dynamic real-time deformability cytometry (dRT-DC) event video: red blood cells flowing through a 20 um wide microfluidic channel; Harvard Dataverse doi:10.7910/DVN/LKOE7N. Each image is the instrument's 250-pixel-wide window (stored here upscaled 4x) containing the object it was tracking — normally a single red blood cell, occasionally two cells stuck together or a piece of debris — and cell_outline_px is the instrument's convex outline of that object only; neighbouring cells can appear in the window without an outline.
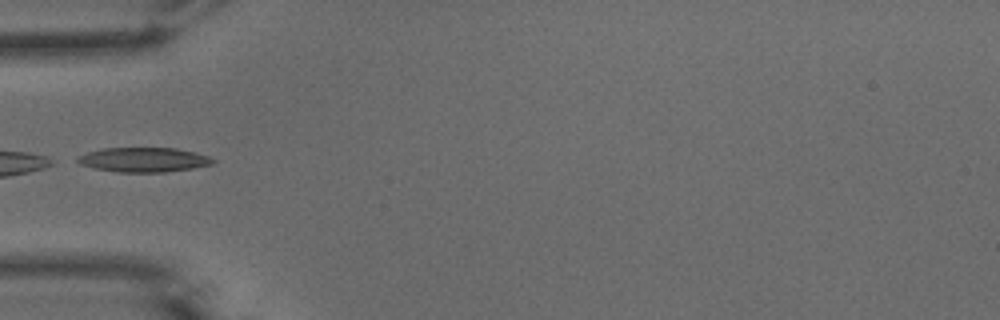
{"species": "common noctule bat (a hibernating species)", "species_latin": "Nyctalus noctula", "temperature_condition": "warm", "stored_images_in_passage": 19, "camera_frame_rate_fps": 3000, "um_per_image_px": 0.085, "animal": {"sex": "male", "body_mass_g": 15.6}, "frame": {"image": 1, "passage_image": 1, "time_ms": 0.0, "image_size_px": [1000, 320], "cell_outline_px": [[216, 160], [212, 164], [192, 168], [164, 172], [116, 172], [92, 168], [80, 164], [72, 160], [76, 156], [88, 152], [104, 148], [176, 148], [196, 152], [208, 156]], "centroid_in_image_um": [12.15, 13.58], "position_along_channel_um": 72.8, "area_um2": 19.54}}
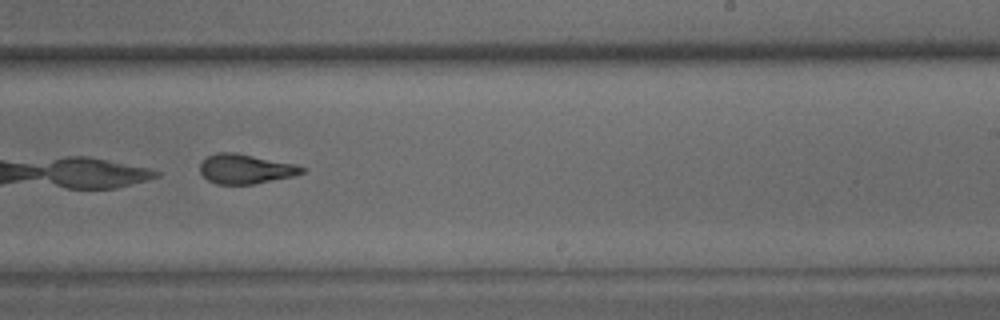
{"frame": {"image": 2, "passage_image": 16, "time_ms": 5.0, "image_size_px": [1000, 320], "cell_outline_px": [[304, 172], [292, 176], [252, 184], [216, 184], [208, 180], [200, 172], [200, 164], [208, 156], [216, 152], [236, 152], [296, 164], [304, 168]], "centroid_in_image_um": [20.85, 14.35], "position_along_channel_um": 268.2, "area_um2": 17.46}}